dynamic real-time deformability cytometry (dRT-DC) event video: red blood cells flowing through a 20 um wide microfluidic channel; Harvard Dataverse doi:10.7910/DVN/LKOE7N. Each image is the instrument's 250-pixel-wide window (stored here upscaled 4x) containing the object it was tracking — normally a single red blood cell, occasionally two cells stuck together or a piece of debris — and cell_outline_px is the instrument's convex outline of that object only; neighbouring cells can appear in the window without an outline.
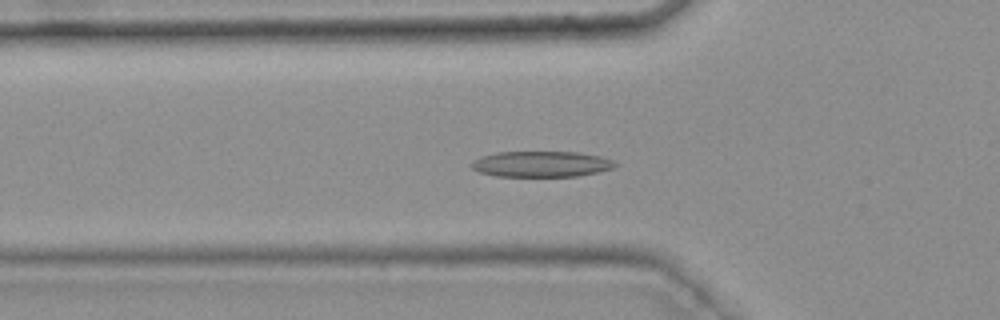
{"species": "common noctule bat (a hibernating species)", "species_latin": "Nyctalus noctula", "temperature_condition": "warm", "stored_images_in_passage": 46, "camera_frame_rate_fps": 3000, "um_per_image_px": 0.085, "animal": {"sex": "female", "body_mass_g": 25.1}, "frame": {"image": 1, "passage_image": 18, "time_ms": 5.667, "image_size_px": [1000, 320], "cell_outline_px": [[620, 164], [612, 168], [596, 172], [576, 176], [496, 176], [480, 172], [472, 168], [472, 164], [480, 156], [496, 152], [580, 152], [600, 156], [612, 160]], "centroid_in_image_um": [46.03, 13.94], "position_along_channel_um": 79.8, "area_um2": 21.44}}
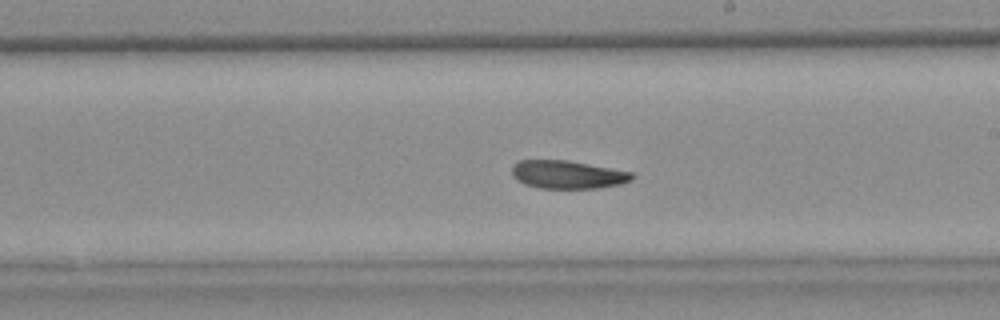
{"frame": {"image": 2, "passage_image": 31, "time_ms": 10.0, "image_size_px": [1000, 320], "cell_outline_px": [[636, 176], [632, 180], [620, 184], [600, 188], [540, 188], [524, 184], [516, 180], [512, 176], [512, 164], [520, 160], [568, 160], [632, 172]], "centroid_in_image_um": [48.24, 14.84], "position_along_channel_um": 240.8, "area_um2": 19.83}}
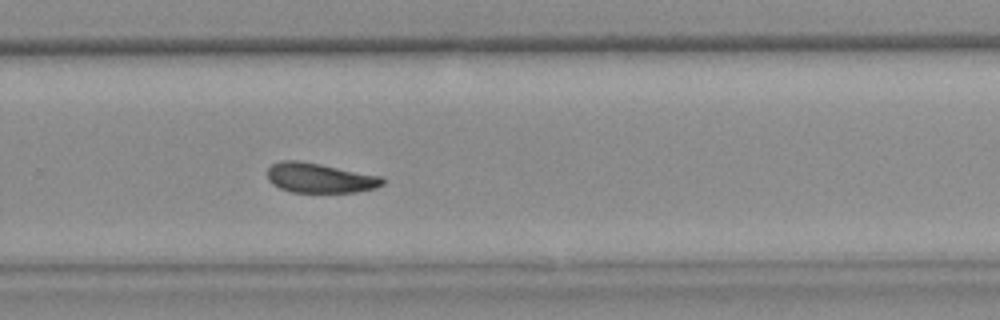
{"frame": {"image": 3, "passage_image": 36, "time_ms": 11.667, "image_size_px": [1000, 320], "cell_outline_px": [[384, 184], [376, 188], [356, 192], [292, 192], [280, 188], [272, 184], [268, 180], [268, 168], [272, 164], [280, 160], [296, 160], [320, 164], [384, 176]], "centroid_in_image_um": [27.2, 15.12], "position_along_channel_um": 302.6, "area_um2": 20.11}, "authors_computed_cell_mechanics": {"area_um2": 20.8658, "velocity_mm_per_s": 3.7166, "shape_relaxation_time_tau1_ms": 7.2239, "shape_relaxation_time_tau2_ms": 5.1036, "deformation_change_tau1": 0.1574, "deformation_change_tau2": 0.1191}}